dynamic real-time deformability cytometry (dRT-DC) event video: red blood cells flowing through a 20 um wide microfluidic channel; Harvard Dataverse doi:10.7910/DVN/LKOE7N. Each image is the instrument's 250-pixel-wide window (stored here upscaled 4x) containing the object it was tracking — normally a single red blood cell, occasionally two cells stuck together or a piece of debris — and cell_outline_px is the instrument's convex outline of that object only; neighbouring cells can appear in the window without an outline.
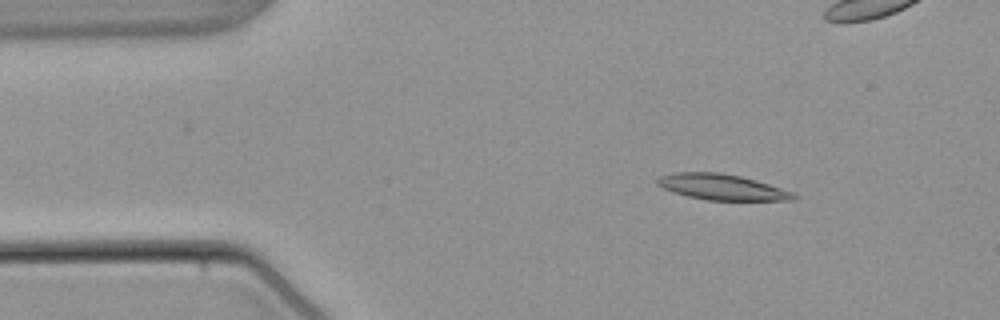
{"species": "common noctule bat (a hibernating species)", "species_latin": "Nyctalus noctula", "temperature_condition": "warm", "stored_images_in_passage": 3, "camera_frame_rate_fps": 3000, "um_per_image_px": 0.085, "animal": {"sex": "male", "body_mass_g": 21.5, "forearm_length_mm": 52.0}, "frame": {"image": 1, "passage_image": 1, "time_ms": 0.0, "image_size_px": [1000, 320], "cell_outline_px": [[800, 196], [792, 200], [708, 200], [688, 196], [664, 188], [656, 184], [656, 180], [660, 176], [676, 172], [720, 172], [740, 176], [768, 184], [792, 192]], "centroid_in_image_um": [61.36, 15.89], "position_along_channel_um": 23.6, "area_um2": 20.17}}
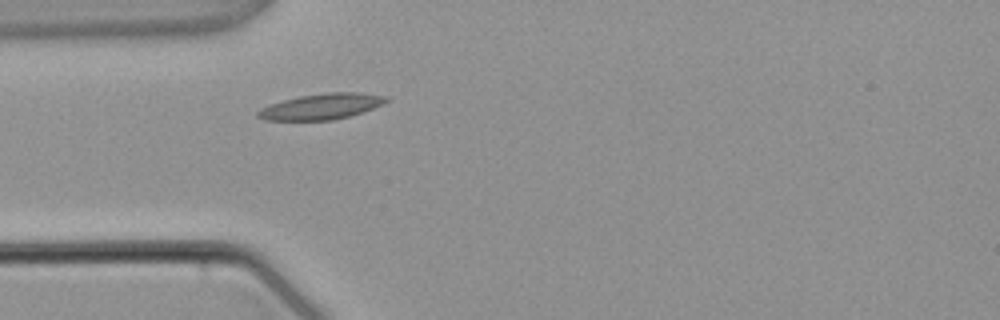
{"frame": {"image": 2, "passage_image": 3, "time_ms": 3.333, "image_size_px": [1000, 320], "cell_outline_px": [[388, 100], [372, 108], [348, 116], [332, 120], [264, 120], [256, 116], [256, 112], [260, 108], [268, 104], [300, 96], [324, 92], [360, 92], [388, 96]], "centroid_in_image_um": [27.26, 9.04], "position_along_channel_um": 57.7, "area_um2": 19.19}}